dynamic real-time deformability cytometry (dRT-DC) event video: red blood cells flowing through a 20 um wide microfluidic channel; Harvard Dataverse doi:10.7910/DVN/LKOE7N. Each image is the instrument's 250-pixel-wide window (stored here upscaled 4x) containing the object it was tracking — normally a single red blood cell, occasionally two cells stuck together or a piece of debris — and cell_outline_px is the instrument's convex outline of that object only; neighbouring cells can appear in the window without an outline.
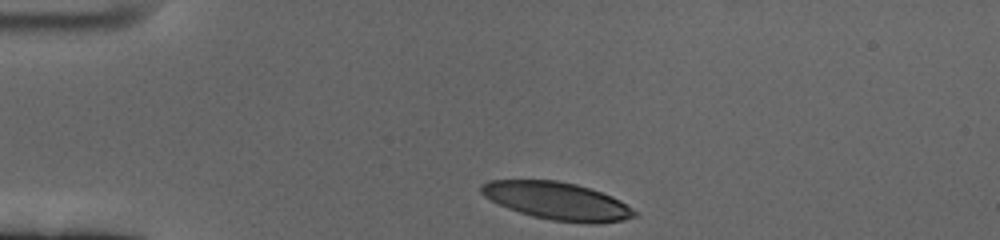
{"species": "human", "species_latin": "Homo sapiens", "temperature_condition": "cold", "stored_images_in_passage": 37, "camera_frame_rate_fps": 3000, "um_per_image_px": 0.085, "donor": {"sex": "female"}, "frame": {"image": 1, "passage_image": 1, "time_ms": 0.0, "image_size_px": [1000, 240], "cell_outline_px": [[640, 216], [624, 220], [596, 224], [588, 224], [552, 220], [532, 216], [508, 208], [484, 196], [480, 192], [480, 184], [488, 180], [556, 180], [576, 184], [612, 196], [620, 200], [636, 212]], "centroid_in_image_um": [47.37, 17.09], "position_along_channel_um": 37.6, "area_um2": 33.58}}
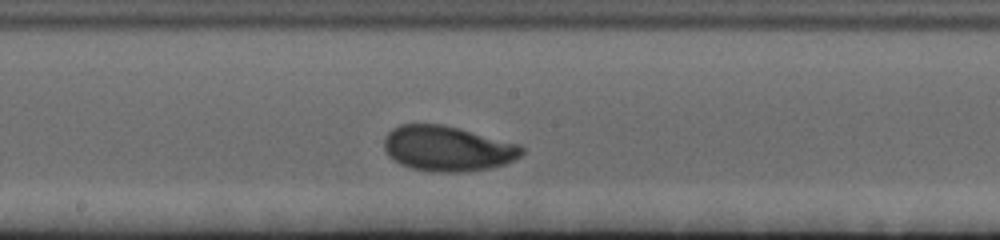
{"frame": {"image": 2, "passage_image": 20, "time_ms": 6.333, "image_size_px": [1000, 240], "cell_outline_px": [[524, 152], [520, 156], [504, 164], [488, 168], [464, 172], [440, 172], [412, 168], [400, 164], [392, 160], [388, 156], [384, 148], [384, 140], [388, 132], [392, 128], [400, 124], [440, 124], [460, 128], [520, 144], [524, 148]], "centroid_in_image_um": [38.02, 12.62], "position_along_channel_um": 210.2, "area_um2": 36.36}}
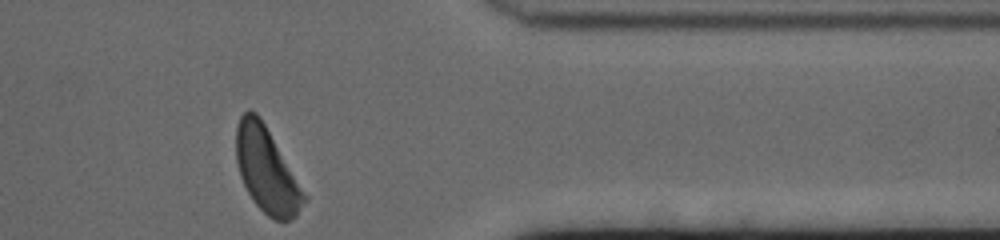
{"frame": {"image": 3, "passage_image": 37, "time_ms": 12.0, "image_size_px": [1000, 240], "cell_outline_px": [[308, 200], [296, 216], [288, 220], [272, 220], [256, 204], [248, 192], [240, 176], [236, 160], [236, 124], [240, 116], [248, 108], [256, 112], [260, 116], [308, 196]], "centroid_in_image_um": [22.68, 14.45], "position_along_channel_um": 388.7, "area_um2": 33.81}, "authors_computed_cell_mechanics": {"area_um2": 35.1424, "velocity_mm_per_s": 3.394, "shape_relaxation_time_tau1_ms": 2.3741, "shape_relaxation_time_tau2_ms": 3.6088, "deformation_change_tau1": 0.1356, "deformation_change_tau2": 0.0848}}